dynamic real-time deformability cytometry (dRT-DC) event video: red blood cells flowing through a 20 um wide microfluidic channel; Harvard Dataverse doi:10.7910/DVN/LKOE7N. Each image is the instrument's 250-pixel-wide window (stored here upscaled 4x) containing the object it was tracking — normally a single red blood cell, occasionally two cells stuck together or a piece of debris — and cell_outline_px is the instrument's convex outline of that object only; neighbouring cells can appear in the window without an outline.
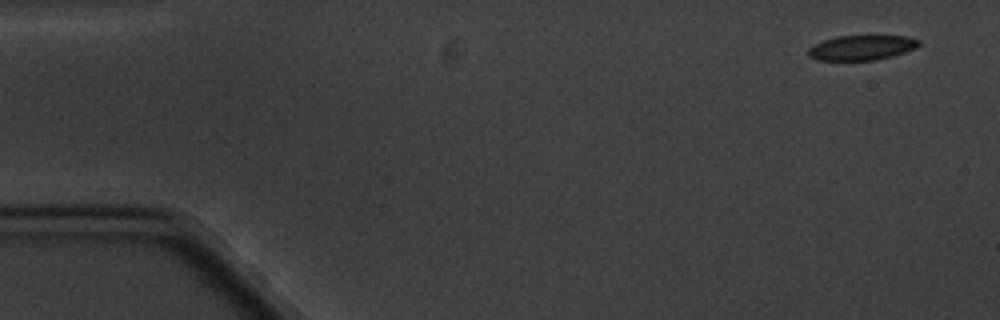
{"species": "common noctule bat (a hibernating species)", "species_latin": "Nyctalus noctula", "temperature_condition": "cold", "stored_images_in_passage": 5, "camera_frame_rate_fps": 3000, "um_per_image_px": 0.085, "animal": {"sex": "male", "body_mass_g": 20.1, "forearm_length_mm": 53.5}, "frame": {"image": 1, "passage_image": 1, "time_ms": 0.0, "image_size_px": [1000, 320], "cell_outline_px": [[920, 44], [916, 48], [892, 56], [876, 60], [816, 60], [808, 56], [808, 48], [812, 44], [836, 36], [908, 36], [920, 40]], "centroid_in_image_um": [73.22, 4.05], "position_along_channel_um": 11.8, "area_um2": 16.13}}
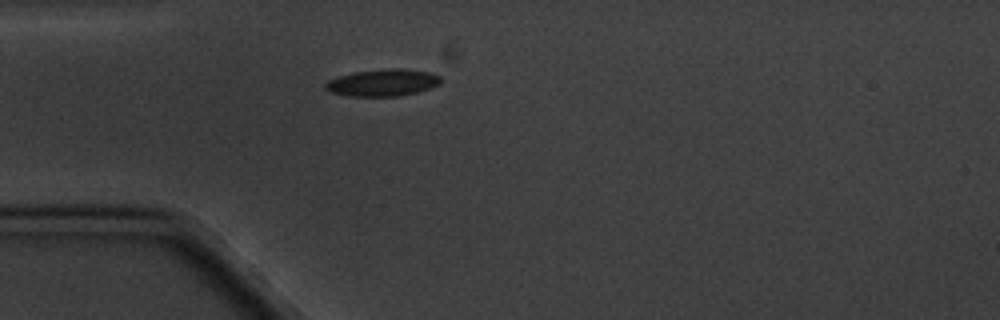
{"frame": {"image": 2, "passage_image": 5, "time_ms": 4.333, "image_size_px": [1000, 320], "cell_outline_px": [[440, 84], [416, 92], [400, 96], [348, 96], [328, 92], [324, 88], [324, 84], [328, 80], [336, 76], [356, 72], [388, 68], [404, 68], [428, 72], [440, 76]], "centroid_in_image_um": [32.47, 7.02], "position_along_channel_um": 52.5, "area_um2": 18.21}}